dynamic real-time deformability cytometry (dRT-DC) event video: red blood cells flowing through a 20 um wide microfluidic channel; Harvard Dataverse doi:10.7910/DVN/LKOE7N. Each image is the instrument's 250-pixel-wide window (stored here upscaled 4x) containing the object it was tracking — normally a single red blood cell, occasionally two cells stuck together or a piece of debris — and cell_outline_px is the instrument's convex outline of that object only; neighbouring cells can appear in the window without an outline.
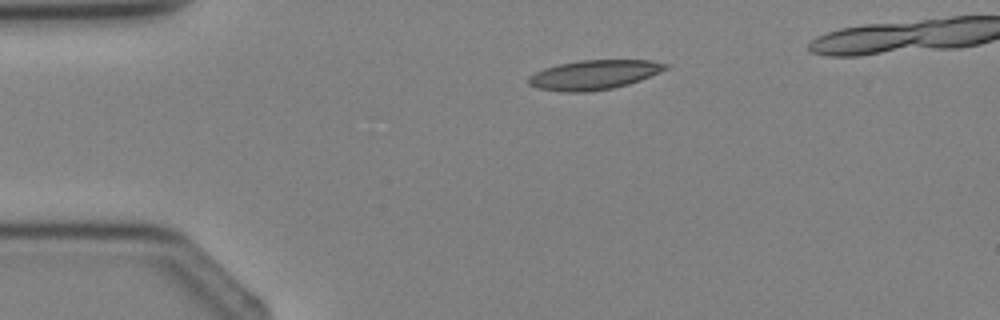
{"species": "Egyptian fruit bat (a non-hibernating species)", "species_latin": "Rousettus aegyptiacus", "temperature_condition": "cold", "stored_images_in_passage": 2, "camera_frame_rate_fps": 3000, "um_per_image_px": 0.085, "animal": {"sex": "female"}, "frame": {"image": 1, "passage_image": 1, "time_ms": 0.0, "image_size_px": [1000, 320], "cell_outline_px": [[672, 64], [668, 68], [660, 72], [640, 80], [628, 84], [612, 88], [588, 92], [560, 92], [536, 88], [528, 84], [528, 76], [544, 68], [560, 64], [580, 60], [652, 60]], "centroid_in_image_um": [50.5, 6.36], "position_along_channel_um": 34.5, "area_um2": 23.7}}